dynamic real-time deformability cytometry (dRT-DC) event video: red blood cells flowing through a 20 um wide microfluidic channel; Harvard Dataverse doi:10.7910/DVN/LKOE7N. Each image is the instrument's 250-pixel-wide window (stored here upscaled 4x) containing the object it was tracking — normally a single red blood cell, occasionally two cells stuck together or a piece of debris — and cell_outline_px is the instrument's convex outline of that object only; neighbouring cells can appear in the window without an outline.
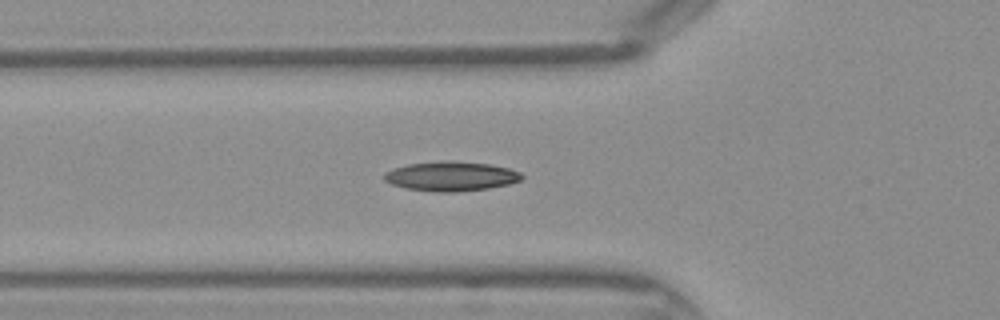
{"species": "Egyptian fruit bat (a non-hibernating species)", "species_latin": "Rousettus aegyptiacus", "temperature_condition": "warm", "stored_images_in_passage": 25, "camera_frame_rate_fps": 3000, "um_per_image_px": 0.085, "frame": {"image": 1, "passage_image": 2, "time_ms": 0.333, "image_size_px": [1000, 320], "cell_outline_px": [[524, 176], [520, 180], [508, 184], [488, 188], [456, 192], [436, 192], [408, 188], [392, 184], [384, 180], [384, 172], [392, 168], [408, 164], [488, 164], [508, 168], [520, 172]], "centroid_in_image_um": [38.33, 15.03], "position_along_channel_um": 87.5, "area_um2": 22.37}}
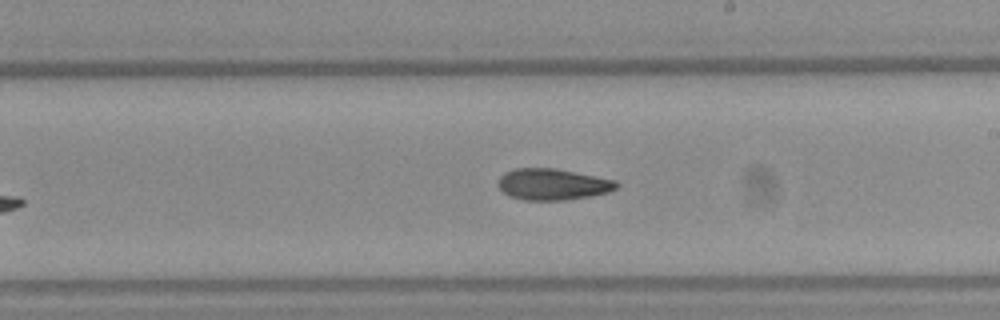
{"frame": {"image": 2, "passage_image": 12, "time_ms": 3.667, "image_size_px": [1000, 320], "cell_outline_px": [[620, 184], [616, 188], [608, 192], [592, 196], [564, 200], [524, 200], [508, 196], [496, 184], [500, 176], [504, 172], [516, 168], [552, 168], [596, 176], [616, 180]], "centroid_in_image_um": [46.96, 15.67], "position_along_channel_um": 242.0, "area_um2": 21.68}}
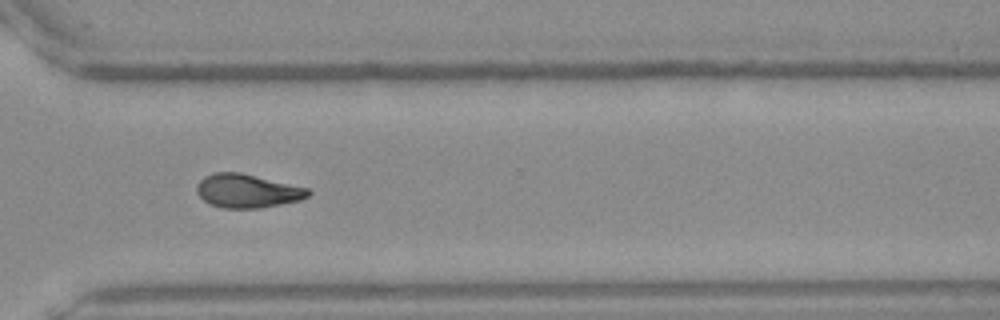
{"frame": {"image": 3, "passage_image": 19, "time_ms": 6.0, "image_size_px": [1000, 320], "cell_outline_px": [[312, 192], [308, 196], [300, 200], [260, 208], [224, 208], [208, 204], [196, 192], [196, 188], [200, 180], [204, 176], [212, 172], [240, 172], [308, 188]], "centroid_in_image_um": [21.0, 16.22], "position_along_channel_um": 349.6, "area_um2": 21.85}}